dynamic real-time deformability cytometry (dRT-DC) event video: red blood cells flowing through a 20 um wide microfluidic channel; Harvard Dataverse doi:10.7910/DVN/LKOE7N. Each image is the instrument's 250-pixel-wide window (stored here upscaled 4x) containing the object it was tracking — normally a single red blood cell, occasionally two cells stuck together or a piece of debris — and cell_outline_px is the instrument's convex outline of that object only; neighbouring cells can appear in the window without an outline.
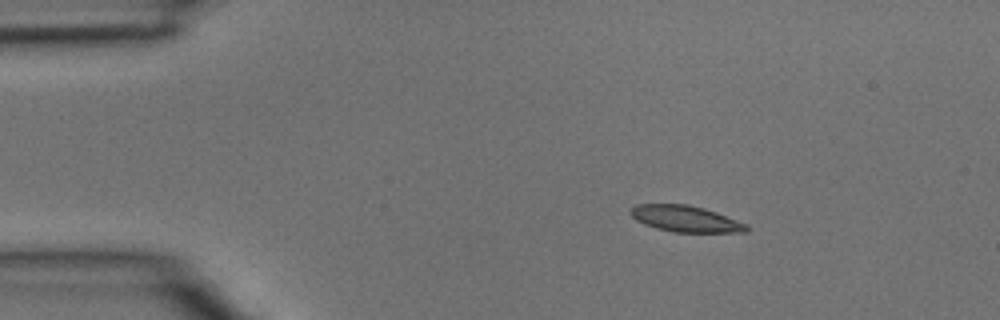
{"species": "common noctule bat (a hibernating species)", "species_latin": "Nyctalus noctula", "temperature_condition": "room temperature", "stored_images_in_passage": 3, "camera_frame_rate_fps": 3000, "um_per_image_px": 0.085, "animal": {"sex": "male", "body_mass_g": 15.6}, "frame": {"image": 1, "passage_image": 2, "time_ms": 0.333, "image_size_px": [1000, 320], "cell_outline_px": [[748, 232], [672, 232], [656, 228], [644, 224], [636, 220], [628, 212], [636, 204], [688, 204], [704, 208], [716, 212], [748, 224]], "centroid_in_image_um": [58.27, 18.59], "position_along_channel_um": 26.7, "area_um2": 17.8}}